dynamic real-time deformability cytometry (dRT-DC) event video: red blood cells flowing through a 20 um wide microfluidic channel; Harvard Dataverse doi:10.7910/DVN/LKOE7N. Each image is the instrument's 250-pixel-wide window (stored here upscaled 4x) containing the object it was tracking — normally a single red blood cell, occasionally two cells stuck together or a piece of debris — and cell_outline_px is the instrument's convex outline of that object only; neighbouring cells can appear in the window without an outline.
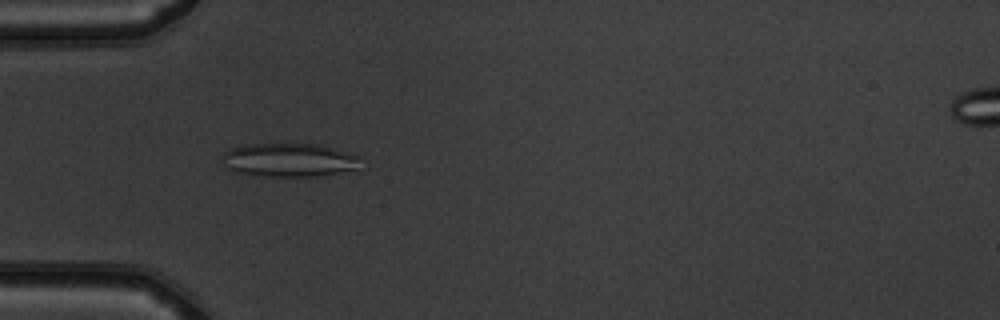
{"species": "common noctule bat (a hibernating species)", "species_latin": "Nyctalus noctula", "temperature_condition": "warm", "stored_images_in_passage": 51, "camera_frame_rate_fps": 3000, "um_per_image_px": 0.085, "animal": {"sex": "male", "body_mass_g": 19.5, "forearm_length_mm": 54.6}, "frame": {"image": 1, "passage_image": 16, "time_ms": 5.0, "image_size_px": [1000, 320], "cell_outline_px": [[360, 156], [356, 168], [316, 176], [252, 176], [232, 172], [228, 168], [224, 156], [224, 152], [232, 148], [252, 144], [316, 144], [332, 148]], "centroid_in_image_um": [24.52, 13.61], "position_along_channel_um": 60.5, "area_um2": 26.53}}
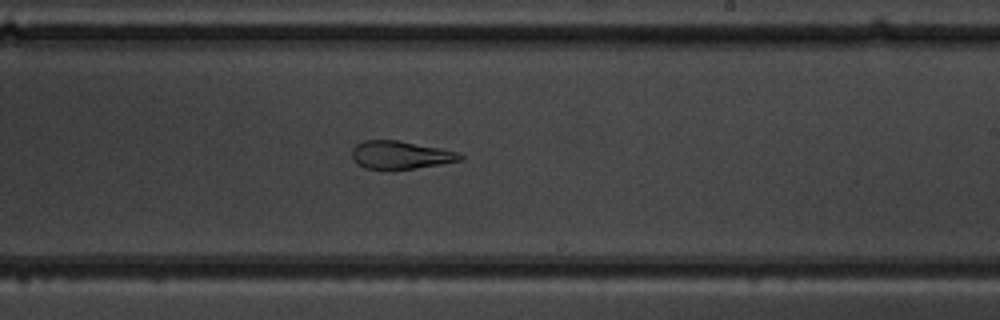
{"frame": {"image": 2, "passage_image": 31, "time_ms": 10.0, "image_size_px": [1000, 320], "cell_outline_px": [[464, 160], [416, 168], [364, 168], [352, 156], [352, 148], [356, 144], [364, 140], [396, 140], [440, 148], [456, 152], [464, 156]], "centroid_in_image_um": [34.07, 13.15], "position_along_channel_um": 254.9, "area_um2": 17.22}}
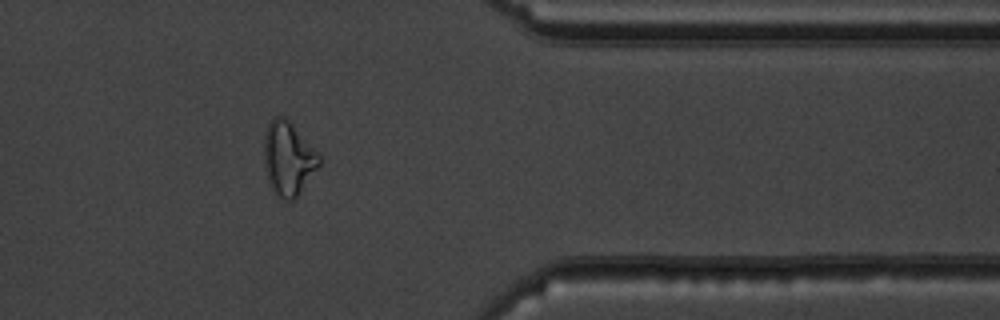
{"frame": {"image": 3, "passage_image": 42, "time_ms": 13.667, "image_size_px": [1000, 320], "cell_outline_px": [[320, 164], [296, 196], [292, 200], [284, 200], [276, 192], [268, 176], [264, 164], [264, 136], [268, 124], [272, 116], [284, 116], [292, 124], [320, 156]], "centroid_in_image_um": [24.48, 13.41], "position_along_channel_um": 386.9, "area_um2": 22.83}, "authors_computed_cell_mechanics": {"area_um2": 24.6228, "velocity_mm_per_s": 3.9624, "shape_relaxation_time_tau1_ms": null, "shape_relaxation_time_tau2_ms": 4.1192, "deformation_change_tau1": null, "deformation_change_tau2": 0.1041}}